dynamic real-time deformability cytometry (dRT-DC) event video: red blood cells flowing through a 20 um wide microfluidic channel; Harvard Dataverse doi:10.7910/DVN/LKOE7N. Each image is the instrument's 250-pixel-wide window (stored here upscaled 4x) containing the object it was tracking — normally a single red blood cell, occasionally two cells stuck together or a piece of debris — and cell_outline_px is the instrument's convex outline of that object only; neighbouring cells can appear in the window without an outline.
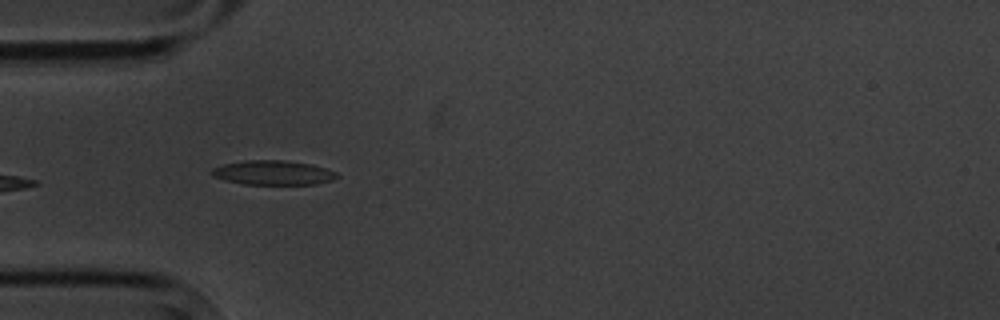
{"species": "common noctule bat (a hibernating species)", "species_latin": "Nyctalus noctula", "temperature_condition": "cold", "stored_images_in_passage": 7, "camera_frame_rate_fps": 3000, "um_per_image_px": 0.085, "animal": {"sex": "male", "body_mass_g": 20.1, "forearm_length_mm": 53.5}, "frame": {"image": 1, "passage_image": 6, "time_ms": 6.0, "image_size_px": [1000, 320], "cell_outline_px": [[340, 176], [332, 180], [316, 184], [244, 184], [212, 176], [212, 168], [224, 164], [244, 160], [284, 160], [312, 164], [336, 172]], "centroid_in_image_um": [23.24, 14.67], "position_along_channel_um": 61.8, "area_um2": 17.69}}
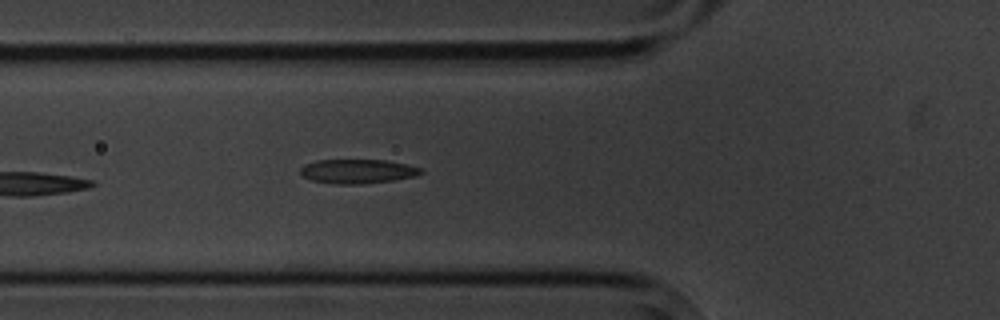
{"frame": {"image": 2, "passage_image": 7, "time_ms": 7.0, "image_size_px": [1000, 320], "cell_outline_px": [[424, 172], [416, 176], [392, 180], [360, 184], [336, 184], [312, 180], [304, 176], [300, 172], [300, 168], [304, 164], [316, 160], [384, 160], [424, 168]], "centroid_in_image_um": [30.4, 14.56], "position_along_channel_um": 95.4, "area_um2": 16.94}}